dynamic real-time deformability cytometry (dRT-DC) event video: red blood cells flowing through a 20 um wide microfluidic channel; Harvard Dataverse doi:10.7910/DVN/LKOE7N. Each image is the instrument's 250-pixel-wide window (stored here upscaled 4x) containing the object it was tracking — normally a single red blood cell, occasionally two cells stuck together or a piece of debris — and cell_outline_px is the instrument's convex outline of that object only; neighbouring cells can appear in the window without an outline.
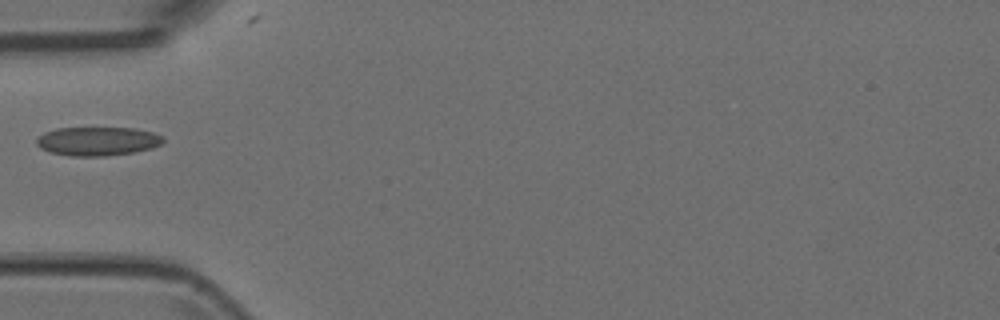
{"species": "Egyptian fruit bat (a non-hibernating species)", "species_latin": "Rousettus aegyptiacus", "temperature_condition": "room temperature", "stored_images_in_passage": 1, "camera_frame_rate_fps": 3000, "um_per_image_px": 0.085, "animal": {"sex": "female"}, "frame": {"image": 1, "passage_image": 1, "time_ms": 0.0, "image_size_px": [1000, 320], "cell_outline_px": [[164, 140], [160, 144], [152, 148], [132, 152], [104, 156], [72, 156], [52, 152], [40, 148], [36, 144], [36, 140], [44, 132], [56, 128], [136, 128], [152, 132], [164, 136]], "centroid_in_image_um": [8.3, 11.99], "position_along_channel_um": 76.7, "area_um2": 21.15}}